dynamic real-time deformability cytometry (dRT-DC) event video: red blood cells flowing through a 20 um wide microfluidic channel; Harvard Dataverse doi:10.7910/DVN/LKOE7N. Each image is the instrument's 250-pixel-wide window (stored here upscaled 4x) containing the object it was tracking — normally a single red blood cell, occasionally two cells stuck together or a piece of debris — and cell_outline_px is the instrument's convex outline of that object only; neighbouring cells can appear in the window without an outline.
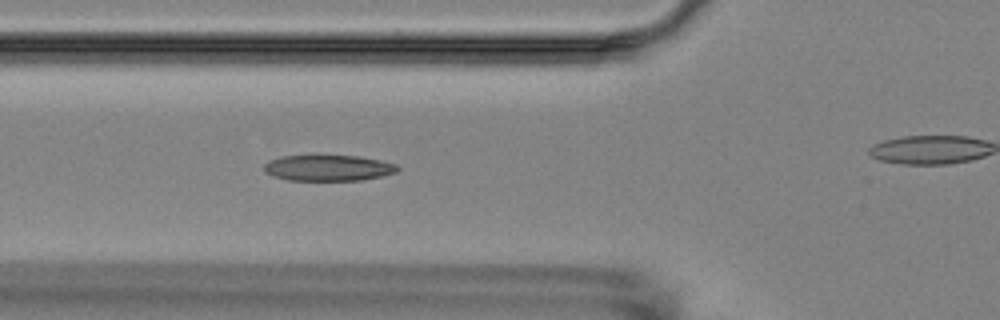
{"species": "Egyptian fruit bat (a non-hibernating species)", "species_latin": "Rousettus aegyptiacus", "temperature_condition": "room temperature", "stored_images_in_passage": 7, "segment_of_instrument_passage": [1, 2], "camera_frame_rate_fps": 3000, "um_per_image_px": 0.085, "animal": {"sex": "female"}, "frame": {"image": 1, "passage_image": 6, "time_ms": 5.667, "image_size_px": [1000, 320], "cell_outline_px": [[400, 168], [396, 172], [380, 176], [360, 180], [288, 180], [272, 176], [264, 172], [264, 164], [268, 160], [280, 156], [356, 156], [380, 160], [396, 164]], "centroid_in_image_um": [27.86, 14.27], "position_along_channel_um": 97.9, "area_um2": 20.06}}